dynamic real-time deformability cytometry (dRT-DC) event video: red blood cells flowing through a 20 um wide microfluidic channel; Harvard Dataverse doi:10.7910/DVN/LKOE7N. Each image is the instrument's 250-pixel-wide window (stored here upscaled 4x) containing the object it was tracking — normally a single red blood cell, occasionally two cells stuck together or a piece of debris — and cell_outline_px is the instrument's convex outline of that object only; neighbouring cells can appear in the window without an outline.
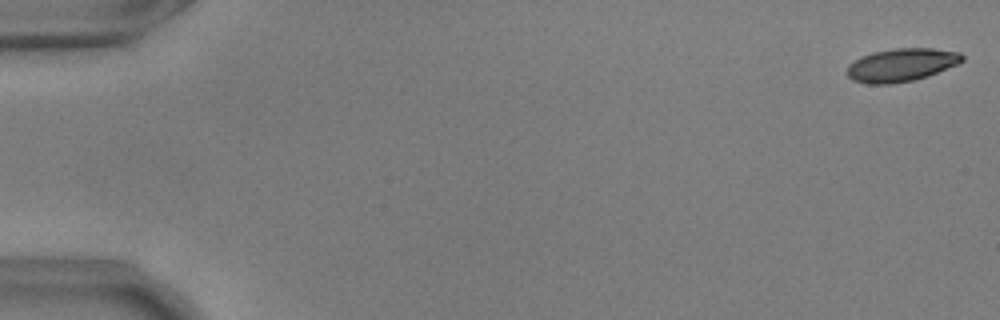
{"species": "common noctule bat (a hibernating species)", "species_latin": "Nyctalus noctula", "temperature_condition": "warm", "stored_images_in_passage": 16, "camera_frame_rate_fps": 3000, "um_per_image_px": 0.085, "animal": {"sex": "male", "body_mass_g": 17.9, "forearm_length_mm": 54.2}, "frame": {"image": 1, "passage_image": 1, "time_ms": 0.0, "image_size_px": [1000, 320], "cell_outline_px": [[964, 60], [956, 64], [928, 76], [912, 80], [892, 84], [868, 84], [852, 80], [848, 76], [848, 64], [860, 56], [872, 52], [896, 48], [932, 48], [960, 52], [964, 56]], "centroid_in_image_um": [76.59, 5.51], "position_along_channel_um": 8.4, "area_um2": 22.2}}
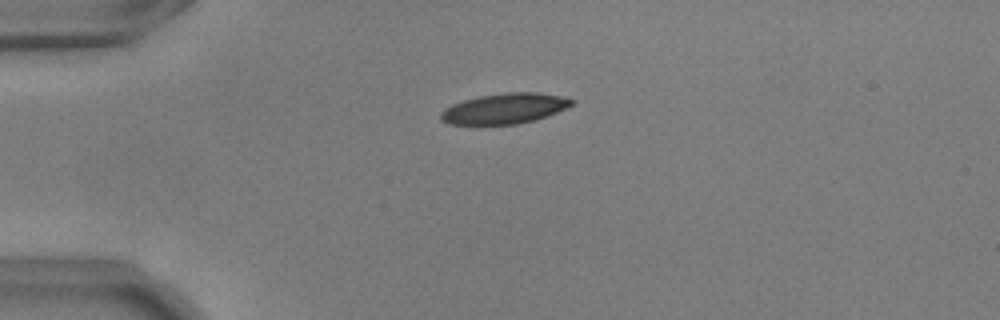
{"frame": {"image": 2, "passage_image": 14, "time_ms": 4.333, "image_size_px": [1000, 320], "cell_outline_px": [[576, 100], [572, 104], [556, 112], [536, 120], [516, 124], [448, 124], [440, 120], [440, 112], [444, 108], [452, 104], [464, 100], [480, 96], [508, 92], [536, 92], [560, 96]], "centroid_in_image_um": [42.85, 9.22], "position_along_channel_um": 42.1, "area_um2": 23.06}}